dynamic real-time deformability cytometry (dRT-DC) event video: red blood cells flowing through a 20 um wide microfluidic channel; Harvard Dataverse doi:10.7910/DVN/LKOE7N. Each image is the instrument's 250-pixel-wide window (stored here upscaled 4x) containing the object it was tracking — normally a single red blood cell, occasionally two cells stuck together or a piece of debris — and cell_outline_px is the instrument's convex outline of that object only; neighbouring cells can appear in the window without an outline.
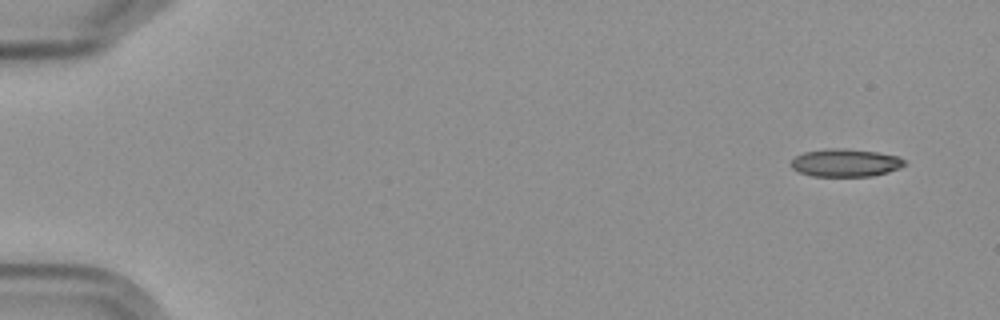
{"species": "Egyptian fruit bat (a non-hibernating species)", "species_latin": "Rousettus aegyptiacus", "temperature_condition": "cold", "stored_images_in_passage": 6, "camera_frame_rate_fps": 3000, "um_per_image_px": 0.085, "frame": {"image": 1, "passage_image": 1, "time_ms": 0.0, "image_size_px": [1000, 320], "cell_outline_px": [[908, 164], [900, 168], [888, 172], [872, 176], [812, 176], [800, 172], [792, 168], [788, 164], [796, 156], [804, 152], [832, 148], [840, 148], [876, 152], [900, 156]], "centroid_in_image_um": [71.88, 13.84], "position_along_channel_um": 13.1, "area_um2": 18.44}}
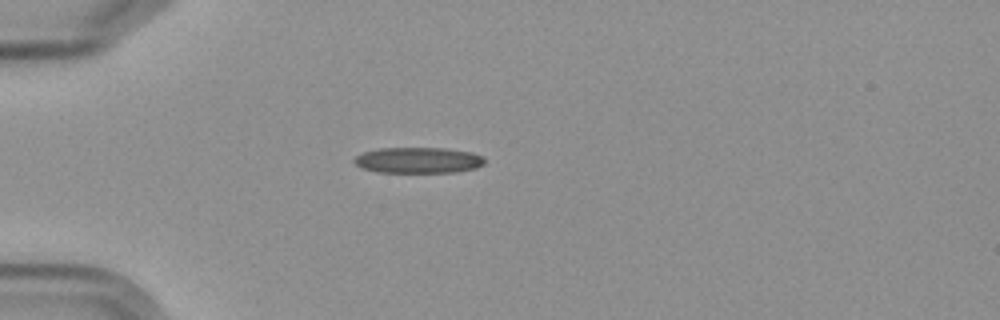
{"frame": {"image": 2, "passage_image": 4, "time_ms": 4.333, "image_size_px": [1000, 320], "cell_outline_px": [[484, 164], [476, 168], [456, 172], [376, 172], [360, 168], [352, 160], [356, 156], [364, 152], [380, 148], [444, 148], [472, 152], [484, 156]], "centroid_in_image_um": [35.55, 13.62], "position_along_channel_um": 49.4, "area_um2": 19.77}}
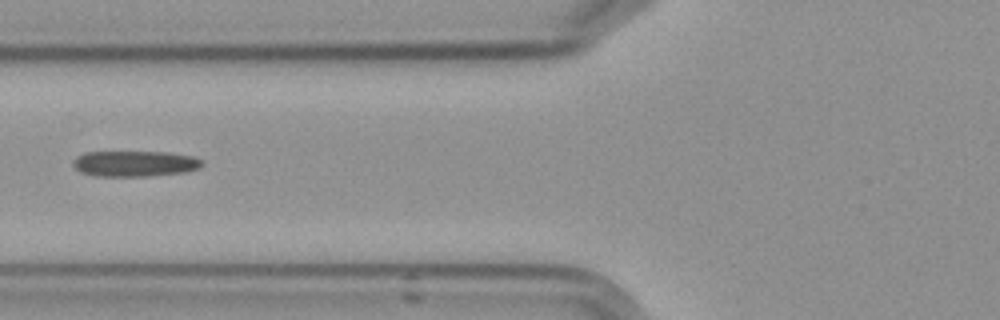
{"frame": {"image": 3, "passage_image": 6, "time_ms": 6.667, "image_size_px": [1000, 320], "cell_outline_px": [[204, 164], [200, 168], [184, 172], [148, 176], [96, 176], [80, 172], [72, 164], [76, 156], [84, 152], [160, 152], [192, 156], [200, 160]], "centroid_in_image_um": [11.42, 13.91], "position_along_channel_um": 114.4, "area_um2": 19.25}}